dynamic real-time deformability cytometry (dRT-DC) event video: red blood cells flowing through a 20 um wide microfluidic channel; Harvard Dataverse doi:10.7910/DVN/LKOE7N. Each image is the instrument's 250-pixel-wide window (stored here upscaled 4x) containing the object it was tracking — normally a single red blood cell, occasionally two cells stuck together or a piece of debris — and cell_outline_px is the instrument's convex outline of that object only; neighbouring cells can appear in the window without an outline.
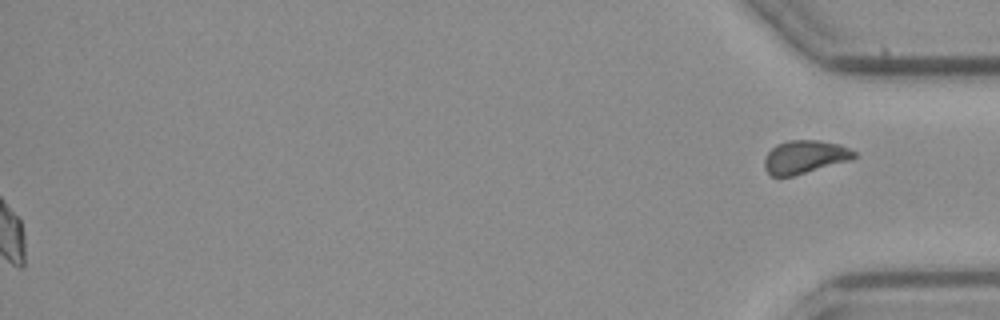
{"species": "common noctule bat (a hibernating species)", "species_latin": "Nyctalus noctula", "temperature_condition": "cold", "stored_images_in_passage": 54, "segment_of_instrument_passage": [2, 2], "camera_frame_rate_fps": 3000, "um_per_image_px": 0.085, "animal": {"sex": "female", "body_mass_g": 21.9}, "frame": {"image": 1, "passage_image": 54, "time_ms": 17.667, "image_size_px": [1000, 320], "cell_outline_px": [[856, 156], [852, 160], [792, 176], [772, 176], [764, 168], [764, 160], [768, 152], [776, 144], [788, 140], [816, 140], [840, 144], [856, 152]], "centroid_in_image_um": [68.41, 13.33], "position_along_channel_um": 366.8, "area_um2": 17.34}}